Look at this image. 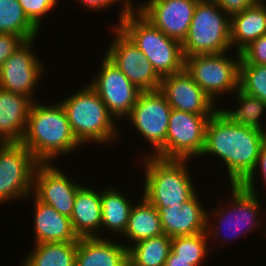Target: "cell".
Returning a JSON list of instances; mask_svg holds the SVG:
<instances>
[{
  "label": "cell",
  "instance_id": "ffe728a7",
  "mask_svg": "<svg viewBox=\"0 0 266 266\" xmlns=\"http://www.w3.org/2000/svg\"><path fill=\"white\" fill-rule=\"evenodd\" d=\"M89 187L90 185H82L78 189L70 217L71 224L78 238H104L101 236V190Z\"/></svg>",
  "mask_w": 266,
  "mask_h": 266
},
{
  "label": "cell",
  "instance_id": "44dd1931",
  "mask_svg": "<svg viewBox=\"0 0 266 266\" xmlns=\"http://www.w3.org/2000/svg\"><path fill=\"white\" fill-rule=\"evenodd\" d=\"M34 202V244L77 242L71 219L57 212L53 207L46 205L33 196Z\"/></svg>",
  "mask_w": 266,
  "mask_h": 266
},
{
  "label": "cell",
  "instance_id": "3957f363",
  "mask_svg": "<svg viewBox=\"0 0 266 266\" xmlns=\"http://www.w3.org/2000/svg\"><path fill=\"white\" fill-rule=\"evenodd\" d=\"M59 102L65 110L75 138L81 145L95 142L108 146L119 138L117 121L88 84Z\"/></svg>",
  "mask_w": 266,
  "mask_h": 266
},
{
  "label": "cell",
  "instance_id": "74e56055",
  "mask_svg": "<svg viewBox=\"0 0 266 266\" xmlns=\"http://www.w3.org/2000/svg\"><path fill=\"white\" fill-rule=\"evenodd\" d=\"M164 266H193L190 261H186L181 258H176V254L171 250Z\"/></svg>",
  "mask_w": 266,
  "mask_h": 266
},
{
  "label": "cell",
  "instance_id": "ba28073f",
  "mask_svg": "<svg viewBox=\"0 0 266 266\" xmlns=\"http://www.w3.org/2000/svg\"><path fill=\"white\" fill-rule=\"evenodd\" d=\"M226 53L185 57L184 69L215 104L218 96L239 89L240 53L236 52V59Z\"/></svg>",
  "mask_w": 266,
  "mask_h": 266
},
{
  "label": "cell",
  "instance_id": "4316f807",
  "mask_svg": "<svg viewBox=\"0 0 266 266\" xmlns=\"http://www.w3.org/2000/svg\"><path fill=\"white\" fill-rule=\"evenodd\" d=\"M235 93L237 108L218 107L217 111L229 122L266 132V127H263L264 123H262L264 121L260 120L264 116L263 113H266V103L240 89Z\"/></svg>",
  "mask_w": 266,
  "mask_h": 266
},
{
  "label": "cell",
  "instance_id": "30bf717a",
  "mask_svg": "<svg viewBox=\"0 0 266 266\" xmlns=\"http://www.w3.org/2000/svg\"><path fill=\"white\" fill-rule=\"evenodd\" d=\"M212 115H197L172 109L164 148L156 155L163 159H189L201 156L205 129Z\"/></svg>",
  "mask_w": 266,
  "mask_h": 266
},
{
  "label": "cell",
  "instance_id": "f35d334b",
  "mask_svg": "<svg viewBox=\"0 0 266 266\" xmlns=\"http://www.w3.org/2000/svg\"><path fill=\"white\" fill-rule=\"evenodd\" d=\"M266 0H253L254 4H266Z\"/></svg>",
  "mask_w": 266,
  "mask_h": 266
},
{
  "label": "cell",
  "instance_id": "4dcf8cb0",
  "mask_svg": "<svg viewBox=\"0 0 266 266\" xmlns=\"http://www.w3.org/2000/svg\"><path fill=\"white\" fill-rule=\"evenodd\" d=\"M239 89L266 103V65H239Z\"/></svg>",
  "mask_w": 266,
  "mask_h": 266
},
{
  "label": "cell",
  "instance_id": "7c38bea8",
  "mask_svg": "<svg viewBox=\"0 0 266 266\" xmlns=\"http://www.w3.org/2000/svg\"><path fill=\"white\" fill-rule=\"evenodd\" d=\"M36 39L23 41L0 68V88L24 95L33 102L37 85L46 72L45 63L35 55L33 49Z\"/></svg>",
  "mask_w": 266,
  "mask_h": 266
},
{
  "label": "cell",
  "instance_id": "e575fe53",
  "mask_svg": "<svg viewBox=\"0 0 266 266\" xmlns=\"http://www.w3.org/2000/svg\"><path fill=\"white\" fill-rule=\"evenodd\" d=\"M76 1L78 5H81L82 8L86 10H91V11L95 10L99 12H102L103 11L102 9L106 10L115 3L121 2V4L123 5L120 7L121 13L119 12V16L117 18L119 23L135 7L134 3L132 4V0H76Z\"/></svg>",
  "mask_w": 266,
  "mask_h": 266
},
{
  "label": "cell",
  "instance_id": "5bb4252c",
  "mask_svg": "<svg viewBox=\"0 0 266 266\" xmlns=\"http://www.w3.org/2000/svg\"><path fill=\"white\" fill-rule=\"evenodd\" d=\"M105 55L138 88L139 91L159 90L161 77L137 46L117 27Z\"/></svg>",
  "mask_w": 266,
  "mask_h": 266
},
{
  "label": "cell",
  "instance_id": "603a6c76",
  "mask_svg": "<svg viewBox=\"0 0 266 266\" xmlns=\"http://www.w3.org/2000/svg\"><path fill=\"white\" fill-rule=\"evenodd\" d=\"M266 35V4H254L230 17L231 47L241 52L251 42Z\"/></svg>",
  "mask_w": 266,
  "mask_h": 266
},
{
  "label": "cell",
  "instance_id": "ac0fdd59",
  "mask_svg": "<svg viewBox=\"0 0 266 266\" xmlns=\"http://www.w3.org/2000/svg\"><path fill=\"white\" fill-rule=\"evenodd\" d=\"M197 192L179 207H155L163 233L171 238L206 232L207 213Z\"/></svg>",
  "mask_w": 266,
  "mask_h": 266
},
{
  "label": "cell",
  "instance_id": "8992f818",
  "mask_svg": "<svg viewBox=\"0 0 266 266\" xmlns=\"http://www.w3.org/2000/svg\"><path fill=\"white\" fill-rule=\"evenodd\" d=\"M229 186L231 187L229 197H231L228 199L231 200L227 199V203L224 202L225 204L221 205L225 206L226 209L221 206H216L213 211L211 210L210 214L207 213L206 233L208 240L210 242L212 240V242L214 241L215 243V241H218L216 239L221 238V245H225V242H230V240L232 241L233 238L237 239L240 235L249 234L252 230L258 228L261 223L263 225L264 218L262 219L261 216L265 213L263 212L264 209H261L263 208L260 204V200H262L261 197L259 198V196L250 193L240 185ZM212 214L214 218L216 217L215 220L209 218ZM258 216L261 219L258 218ZM223 230L228 231V235H222L224 236L222 240L220 236L222 232L224 233Z\"/></svg>",
  "mask_w": 266,
  "mask_h": 266
},
{
  "label": "cell",
  "instance_id": "484cf974",
  "mask_svg": "<svg viewBox=\"0 0 266 266\" xmlns=\"http://www.w3.org/2000/svg\"><path fill=\"white\" fill-rule=\"evenodd\" d=\"M21 266H76L77 242L33 244Z\"/></svg>",
  "mask_w": 266,
  "mask_h": 266
},
{
  "label": "cell",
  "instance_id": "d4e9b609",
  "mask_svg": "<svg viewBox=\"0 0 266 266\" xmlns=\"http://www.w3.org/2000/svg\"><path fill=\"white\" fill-rule=\"evenodd\" d=\"M123 192L112 186L101 190L102 221L101 230L123 238L122 235L128 226V220L134 204Z\"/></svg>",
  "mask_w": 266,
  "mask_h": 266
},
{
  "label": "cell",
  "instance_id": "6da1fadb",
  "mask_svg": "<svg viewBox=\"0 0 266 266\" xmlns=\"http://www.w3.org/2000/svg\"><path fill=\"white\" fill-rule=\"evenodd\" d=\"M265 140L266 132L229 122L216 111L208 119L200 157L214 156L222 161L229 184L239 185L255 168Z\"/></svg>",
  "mask_w": 266,
  "mask_h": 266
},
{
  "label": "cell",
  "instance_id": "d590c367",
  "mask_svg": "<svg viewBox=\"0 0 266 266\" xmlns=\"http://www.w3.org/2000/svg\"><path fill=\"white\" fill-rule=\"evenodd\" d=\"M23 41L17 35L0 33V68Z\"/></svg>",
  "mask_w": 266,
  "mask_h": 266
},
{
  "label": "cell",
  "instance_id": "cb8c5ba5",
  "mask_svg": "<svg viewBox=\"0 0 266 266\" xmlns=\"http://www.w3.org/2000/svg\"><path fill=\"white\" fill-rule=\"evenodd\" d=\"M135 202L130 212L128 226L122 235L125 239L127 238L128 245L124 244L127 248L141 240L164 234L157 209L143 196L140 201Z\"/></svg>",
  "mask_w": 266,
  "mask_h": 266
},
{
  "label": "cell",
  "instance_id": "8d00e7d4",
  "mask_svg": "<svg viewBox=\"0 0 266 266\" xmlns=\"http://www.w3.org/2000/svg\"><path fill=\"white\" fill-rule=\"evenodd\" d=\"M219 7L229 16L242 12L254 5L253 0H215Z\"/></svg>",
  "mask_w": 266,
  "mask_h": 266
},
{
  "label": "cell",
  "instance_id": "f1b7e54d",
  "mask_svg": "<svg viewBox=\"0 0 266 266\" xmlns=\"http://www.w3.org/2000/svg\"><path fill=\"white\" fill-rule=\"evenodd\" d=\"M39 31L18 0H0V33L14 34L25 41L37 37Z\"/></svg>",
  "mask_w": 266,
  "mask_h": 266
},
{
  "label": "cell",
  "instance_id": "277c9868",
  "mask_svg": "<svg viewBox=\"0 0 266 266\" xmlns=\"http://www.w3.org/2000/svg\"><path fill=\"white\" fill-rule=\"evenodd\" d=\"M142 158L143 197L154 207H179L196 192L188 170L190 159ZM144 165V166H143Z\"/></svg>",
  "mask_w": 266,
  "mask_h": 266
},
{
  "label": "cell",
  "instance_id": "52a82bcc",
  "mask_svg": "<svg viewBox=\"0 0 266 266\" xmlns=\"http://www.w3.org/2000/svg\"><path fill=\"white\" fill-rule=\"evenodd\" d=\"M181 44L184 57L228 52L231 49L230 17L215 0H199Z\"/></svg>",
  "mask_w": 266,
  "mask_h": 266
},
{
  "label": "cell",
  "instance_id": "9c48e42d",
  "mask_svg": "<svg viewBox=\"0 0 266 266\" xmlns=\"http://www.w3.org/2000/svg\"><path fill=\"white\" fill-rule=\"evenodd\" d=\"M38 164L21 142L0 143V205L14 199L29 200L28 197L33 196L34 172Z\"/></svg>",
  "mask_w": 266,
  "mask_h": 266
},
{
  "label": "cell",
  "instance_id": "1f68e13d",
  "mask_svg": "<svg viewBox=\"0 0 266 266\" xmlns=\"http://www.w3.org/2000/svg\"><path fill=\"white\" fill-rule=\"evenodd\" d=\"M59 0H18L28 19L40 30L42 18L54 10Z\"/></svg>",
  "mask_w": 266,
  "mask_h": 266
},
{
  "label": "cell",
  "instance_id": "7a4b0ae2",
  "mask_svg": "<svg viewBox=\"0 0 266 266\" xmlns=\"http://www.w3.org/2000/svg\"><path fill=\"white\" fill-rule=\"evenodd\" d=\"M33 102L21 143L39 163H53L82 145L75 138L60 102ZM54 160V161H53Z\"/></svg>",
  "mask_w": 266,
  "mask_h": 266
},
{
  "label": "cell",
  "instance_id": "836d02e7",
  "mask_svg": "<svg viewBox=\"0 0 266 266\" xmlns=\"http://www.w3.org/2000/svg\"><path fill=\"white\" fill-rule=\"evenodd\" d=\"M259 173L262 174L259 176V178L261 177L260 179H262V181L264 182L266 189V140L263 142L260 148L255 168L239 185L245 190L249 191L250 193L259 196L260 194L255 184L256 182L255 178Z\"/></svg>",
  "mask_w": 266,
  "mask_h": 266
},
{
  "label": "cell",
  "instance_id": "5b68a950",
  "mask_svg": "<svg viewBox=\"0 0 266 266\" xmlns=\"http://www.w3.org/2000/svg\"><path fill=\"white\" fill-rule=\"evenodd\" d=\"M115 26L145 55L161 78L184 69L185 57L181 42L167 37L135 8Z\"/></svg>",
  "mask_w": 266,
  "mask_h": 266
},
{
  "label": "cell",
  "instance_id": "4fadbf2b",
  "mask_svg": "<svg viewBox=\"0 0 266 266\" xmlns=\"http://www.w3.org/2000/svg\"><path fill=\"white\" fill-rule=\"evenodd\" d=\"M100 66L97 75L95 73L87 84L99 95L115 120L121 121L129 115L141 91L106 55Z\"/></svg>",
  "mask_w": 266,
  "mask_h": 266
},
{
  "label": "cell",
  "instance_id": "d6986e66",
  "mask_svg": "<svg viewBox=\"0 0 266 266\" xmlns=\"http://www.w3.org/2000/svg\"><path fill=\"white\" fill-rule=\"evenodd\" d=\"M32 104L30 98L0 88V143L23 140Z\"/></svg>",
  "mask_w": 266,
  "mask_h": 266
},
{
  "label": "cell",
  "instance_id": "9a60e30c",
  "mask_svg": "<svg viewBox=\"0 0 266 266\" xmlns=\"http://www.w3.org/2000/svg\"><path fill=\"white\" fill-rule=\"evenodd\" d=\"M52 163H39L34 172L33 195L62 215L71 217L75 197L82 186Z\"/></svg>",
  "mask_w": 266,
  "mask_h": 266
},
{
  "label": "cell",
  "instance_id": "e0dca14e",
  "mask_svg": "<svg viewBox=\"0 0 266 266\" xmlns=\"http://www.w3.org/2000/svg\"><path fill=\"white\" fill-rule=\"evenodd\" d=\"M159 91L172 109L197 115H213L218 109L185 69L162 77Z\"/></svg>",
  "mask_w": 266,
  "mask_h": 266
},
{
  "label": "cell",
  "instance_id": "2e32d148",
  "mask_svg": "<svg viewBox=\"0 0 266 266\" xmlns=\"http://www.w3.org/2000/svg\"><path fill=\"white\" fill-rule=\"evenodd\" d=\"M199 0H147L134 7L167 37L183 42Z\"/></svg>",
  "mask_w": 266,
  "mask_h": 266
},
{
  "label": "cell",
  "instance_id": "f546056e",
  "mask_svg": "<svg viewBox=\"0 0 266 266\" xmlns=\"http://www.w3.org/2000/svg\"><path fill=\"white\" fill-rule=\"evenodd\" d=\"M209 242L206 232L177 236L172 238L171 250L176 254V258L190 261L193 266H201L203 261H206V255L210 254L208 250H213Z\"/></svg>",
  "mask_w": 266,
  "mask_h": 266
},
{
  "label": "cell",
  "instance_id": "7402d4cb",
  "mask_svg": "<svg viewBox=\"0 0 266 266\" xmlns=\"http://www.w3.org/2000/svg\"><path fill=\"white\" fill-rule=\"evenodd\" d=\"M76 266H129L128 248L122 242L116 243L109 235L79 238Z\"/></svg>",
  "mask_w": 266,
  "mask_h": 266
},
{
  "label": "cell",
  "instance_id": "8fae6325",
  "mask_svg": "<svg viewBox=\"0 0 266 266\" xmlns=\"http://www.w3.org/2000/svg\"><path fill=\"white\" fill-rule=\"evenodd\" d=\"M172 107L159 91L140 92L126 120L153 148L149 156H156L165 146ZM152 153V154H151Z\"/></svg>",
  "mask_w": 266,
  "mask_h": 266
},
{
  "label": "cell",
  "instance_id": "d6a6232c",
  "mask_svg": "<svg viewBox=\"0 0 266 266\" xmlns=\"http://www.w3.org/2000/svg\"><path fill=\"white\" fill-rule=\"evenodd\" d=\"M240 56L246 65H266V35L246 46Z\"/></svg>",
  "mask_w": 266,
  "mask_h": 266
},
{
  "label": "cell",
  "instance_id": "83f0119b",
  "mask_svg": "<svg viewBox=\"0 0 266 266\" xmlns=\"http://www.w3.org/2000/svg\"><path fill=\"white\" fill-rule=\"evenodd\" d=\"M172 238L165 234L134 243L128 248L129 266H164Z\"/></svg>",
  "mask_w": 266,
  "mask_h": 266
}]
</instances>
